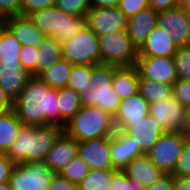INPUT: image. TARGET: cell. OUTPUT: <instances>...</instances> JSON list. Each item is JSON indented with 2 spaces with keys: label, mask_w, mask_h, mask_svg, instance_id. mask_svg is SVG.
Segmentation results:
<instances>
[{
  "label": "cell",
  "mask_w": 190,
  "mask_h": 190,
  "mask_svg": "<svg viewBox=\"0 0 190 190\" xmlns=\"http://www.w3.org/2000/svg\"><path fill=\"white\" fill-rule=\"evenodd\" d=\"M174 190H190V176L174 177Z\"/></svg>",
  "instance_id": "obj_47"
},
{
  "label": "cell",
  "mask_w": 190,
  "mask_h": 190,
  "mask_svg": "<svg viewBox=\"0 0 190 190\" xmlns=\"http://www.w3.org/2000/svg\"><path fill=\"white\" fill-rule=\"evenodd\" d=\"M58 89L50 88L39 77L31 76L13 102V110L23 125L60 126Z\"/></svg>",
  "instance_id": "obj_1"
},
{
  "label": "cell",
  "mask_w": 190,
  "mask_h": 190,
  "mask_svg": "<svg viewBox=\"0 0 190 190\" xmlns=\"http://www.w3.org/2000/svg\"><path fill=\"white\" fill-rule=\"evenodd\" d=\"M89 171V166L77 155L58 173L70 182L79 184Z\"/></svg>",
  "instance_id": "obj_33"
},
{
  "label": "cell",
  "mask_w": 190,
  "mask_h": 190,
  "mask_svg": "<svg viewBox=\"0 0 190 190\" xmlns=\"http://www.w3.org/2000/svg\"><path fill=\"white\" fill-rule=\"evenodd\" d=\"M118 66L108 64L93 65L89 93H79L82 106H97L112 117L118 111L120 98L112 86V78Z\"/></svg>",
  "instance_id": "obj_4"
},
{
  "label": "cell",
  "mask_w": 190,
  "mask_h": 190,
  "mask_svg": "<svg viewBox=\"0 0 190 190\" xmlns=\"http://www.w3.org/2000/svg\"><path fill=\"white\" fill-rule=\"evenodd\" d=\"M48 190H80L78 184L70 182L65 177L56 173Z\"/></svg>",
  "instance_id": "obj_44"
},
{
  "label": "cell",
  "mask_w": 190,
  "mask_h": 190,
  "mask_svg": "<svg viewBox=\"0 0 190 190\" xmlns=\"http://www.w3.org/2000/svg\"><path fill=\"white\" fill-rule=\"evenodd\" d=\"M111 160L115 170H123L133 159L145 153L125 131L116 130L110 136Z\"/></svg>",
  "instance_id": "obj_16"
},
{
  "label": "cell",
  "mask_w": 190,
  "mask_h": 190,
  "mask_svg": "<svg viewBox=\"0 0 190 190\" xmlns=\"http://www.w3.org/2000/svg\"><path fill=\"white\" fill-rule=\"evenodd\" d=\"M92 73L93 65H73L66 87L77 93H89L92 89Z\"/></svg>",
  "instance_id": "obj_30"
},
{
  "label": "cell",
  "mask_w": 190,
  "mask_h": 190,
  "mask_svg": "<svg viewBox=\"0 0 190 190\" xmlns=\"http://www.w3.org/2000/svg\"><path fill=\"white\" fill-rule=\"evenodd\" d=\"M78 156L90 170H115L111 160L110 136L78 142Z\"/></svg>",
  "instance_id": "obj_14"
},
{
  "label": "cell",
  "mask_w": 190,
  "mask_h": 190,
  "mask_svg": "<svg viewBox=\"0 0 190 190\" xmlns=\"http://www.w3.org/2000/svg\"><path fill=\"white\" fill-rule=\"evenodd\" d=\"M145 190H174V176L165 174Z\"/></svg>",
  "instance_id": "obj_45"
},
{
  "label": "cell",
  "mask_w": 190,
  "mask_h": 190,
  "mask_svg": "<svg viewBox=\"0 0 190 190\" xmlns=\"http://www.w3.org/2000/svg\"><path fill=\"white\" fill-rule=\"evenodd\" d=\"M13 109V102L6 95L5 91L0 86V111Z\"/></svg>",
  "instance_id": "obj_48"
},
{
  "label": "cell",
  "mask_w": 190,
  "mask_h": 190,
  "mask_svg": "<svg viewBox=\"0 0 190 190\" xmlns=\"http://www.w3.org/2000/svg\"><path fill=\"white\" fill-rule=\"evenodd\" d=\"M0 16L3 19L21 16V0H0Z\"/></svg>",
  "instance_id": "obj_42"
},
{
  "label": "cell",
  "mask_w": 190,
  "mask_h": 190,
  "mask_svg": "<svg viewBox=\"0 0 190 190\" xmlns=\"http://www.w3.org/2000/svg\"><path fill=\"white\" fill-rule=\"evenodd\" d=\"M114 170H90L78 184L80 190H108Z\"/></svg>",
  "instance_id": "obj_32"
},
{
  "label": "cell",
  "mask_w": 190,
  "mask_h": 190,
  "mask_svg": "<svg viewBox=\"0 0 190 190\" xmlns=\"http://www.w3.org/2000/svg\"><path fill=\"white\" fill-rule=\"evenodd\" d=\"M149 115L166 132L186 135V107L173 97L149 104Z\"/></svg>",
  "instance_id": "obj_10"
},
{
  "label": "cell",
  "mask_w": 190,
  "mask_h": 190,
  "mask_svg": "<svg viewBox=\"0 0 190 190\" xmlns=\"http://www.w3.org/2000/svg\"><path fill=\"white\" fill-rule=\"evenodd\" d=\"M127 177L141 187L147 188L165 173L157 168L144 154L133 159L123 170Z\"/></svg>",
  "instance_id": "obj_21"
},
{
  "label": "cell",
  "mask_w": 190,
  "mask_h": 190,
  "mask_svg": "<svg viewBox=\"0 0 190 190\" xmlns=\"http://www.w3.org/2000/svg\"><path fill=\"white\" fill-rule=\"evenodd\" d=\"M139 74L135 66L119 67L113 75L112 86L120 100L139 93Z\"/></svg>",
  "instance_id": "obj_24"
},
{
  "label": "cell",
  "mask_w": 190,
  "mask_h": 190,
  "mask_svg": "<svg viewBox=\"0 0 190 190\" xmlns=\"http://www.w3.org/2000/svg\"><path fill=\"white\" fill-rule=\"evenodd\" d=\"M0 190H13V188L11 187V184L8 182L0 184Z\"/></svg>",
  "instance_id": "obj_52"
},
{
  "label": "cell",
  "mask_w": 190,
  "mask_h": 190,
  "mask_svg": "<svg viewBox=\"0 0 190 190\" xmlns=\"http://www.w3.org/2000/svg\"><path fill=\"white\" fill-rule=\"evenodd\" d=\"M177 49L169 32L156 25L139 48V56L173 57Z\"/></svg>",
  "instance_id": "obj_18"
},
{
  "label": "cell",
  "mask_w": 190,
  "mask_h": 190,
  "mask_svg": "<svg viewBox=\"0 0 190 190\" xmlns=\"http://www.w3.org/2000/svg\"><path fill=\"white\" fill-rule=\"evenodd\" d=\"M150 7L155 11H164L180 6L181 0H149Z\"/></svg>",
  "instance_id": "obj_46"
},
{
  "label": "cell",
  "mask_w": 190,
  "mask_h": 190,
  "mask_svg": "<svg viewBox=\"0 0 190 190\" xmlns=\"http://www.w3.org/2000/svg\"><path fill=\"white\" fill-rule=\"evenodd\" d=\"M108 190H145V188L130 180L122 170H114Z\"/></svg>",
  "instance_id": "obj_37"
},
{
  "label": "cell",
  "mask_w": 190,
  "mask_h": 190,
  "mask_svg": "<svg viewBox=\"0 0 190 190\" xmlns=\"http://www.w3.org/2000/svg\"><path fill=\"white\" fill-rule=\"evenodd\" d=\"M187 135L165 132L146 154L165 174H172L182 153Z\"/></svg>",
  "instance_id": "obj_9"
},
{
  "label": "cell",
  "mask_w": 190,
  "mask_h": 190,
  "mask_svg": "<svg viewBox=\"0 0 190 190\" xmlns=\"http://www.w3.org/2000/svg\"><path fill=\"white\" fill-rule=\"evenodd\" d=\"M128 18L118 7H90L85 15V25L97 36L125 32Z\"/></svg>",
  "instance_id": "obj_11"
},
{
  "label": "cell",
  "mask_w": 190,
  "mask_h": 190,
  "mask_svg": "<svg viewBox=\"0 0 190 190\" xmlns=\"http://www.w3.org/2000/svg\"><path fill=\"white\" fill-rule=\"evenodd\" d=\"M37 52V47L22 45L19 53V62L22 68L30 74V76L34 77H37Z\"/></svg>",
  "instance_id": "obj_34"
},
{
  "label": "cell",
  "mask_w": 190,
  "mask_h": 190,
  "mask_svg": "<svg viewBox=\"0 0 190 190\" xmlns=\"http://www.w3.org/2000/svg\"><path fill=\"white\" fill-rule=\"evenodd\" d=\"M22 123L13 109L0 111V153H7Z\"/></svg>",
  "instance_id": "obj_25"
},
{
  "label": "cell",
  "mask_w": 190,
  "mask_h": 190,
  "mask_svg": "<svg viewBox=\"0 0 190 190\" xmlns=\"http://www.w3.org/2000/svg\"><path fill=\"white\" fill-rule=\"evenodd\" d=\"M55 174L44 162L16 164L9 183L15 190H48Z\"/></svg>",
  "instance_id": "obj_8"
},
{
  "label": "cell",
  "mask_w": 190,
  "mask_h": 190,
  "mask_svg": "<svg viewBox=\"0 0 190 190\" xmlns=\"http://www.w3.org/2000/svg\"><path fill=\"white\" fill-rule=\"evenodd\" d=\"M58 103L60 111V127L73 118L82 108L80 95L76 91L65 87L58 90Z\"/></svg>",
  "instance_id": "obj_28"
},
{
  "label": "cell",
  "mask_w": 190,
  "mask_h": 190,
  "mask_svg": "<svg viewBox=\"0 0 190 190\" xmlns=\"http://www.w3.org/2000/svg\"><path fill=\"white\" fill-rule=\"evenodd\" d=\"M157 25L169 32L178 47H190V16L181 6L159 11Z\"/></svg>",
  "instance_id": "obj_12"
},
{
  "label": "cell",
  "mask_w": 190,
  "mask_h": 190,
  "mask_svg": "<svg viewBox=\"0 0 190 190\" xmlns=\"http://www.w3.org/2000/svg\"><path fill=\"white\" fill-rule=\"evenodd\" d=\"M180 6L190 16V0H181Z\"/></svg>",
  "instance_id": "obj_51"
},
{
  "label": "cell",
  "mask_w": 190,
  "mask_h": 190,
  "mask_svg": "<svg viewBox=\"0 0 190 190\" xmlns=\"http://www.w3.org/2000/svg\"><path fill=\"white\" fill-rule=\"evenodd\" d=\"M100 64L118 67H133L139 57V48L125 32L107 33L98 36Z\"/></svg>",
  "instance_id": "obj_6"
},
{
  "label": "cell",
  "mask_w": 190,
  "mask_h": 190,
  "mask_svg": "<svg viewBox=\"0 0 190 190\" xmlns=\"http://www.w3.org/2000/svg\"><path fill=\"white\" fill-rule=\"evenodd\" d=\"M3 25L20 42L21 45L37 47L47 35L42 33L26 16L4 19Z\"/></svg>",
  "instance_id": "obj_23"
},
{
  "label": "cell",
  "mask_w": 190,
  "mask_h": 190,
  "mask_svg": "<svg viewBox=\"0 0 190 190\" xmlns=\"http://www.w3.org/2000/svg\"><path fill=\"white\" fill-rule=\"evenodd\" d=\"M117 7L127 18H130L150 7V3L149 0H119Z\"/></svg>",
  "instance_id": "obj_40"
},
{
  "label": "cell",
  "mask_w": 190,
  "mask_h": 190,
  "mask_svg": "<svg viewBox=\"0 0 190 190\" xmlns=\"http://www.w3.org/2000/svg\"><path fill=\"white\" fill-rule=\"evenodd\" d=\"M37 77L62 58L61 43L54 37L47 36L37 46Z\"/></svg>",
  "instance_id": "obj_26"
},
{
  "label": "cell",
  "mask_w": 190,
  "mask_h": 190,
  "mask_svg": "<svg viewBox=\"0 0 190 190\" xmlns=\"http://www.w3.org/2000/svg\"><path fill=\"white\" fill-rule=\"evenodd\" d=\"M62 58L73 65L100 64L98 36L84 25L74 36L61 44Z\"/></svg>",
  "instance_id": "obj_7"
},
{
  "label": "cell",
  "mask_w": 190,
  "mask_h": 190,
  "mask_svg": "<svg viewBox=\"0 0 190 190\" xmlns=\"http://www.w3.org/2000/svg\"><path fill=\"white\" fill-rule=\"evenodd\" d=\"M30 77L20 62H0V86L12 102L20 95Z\"/></svg>",
  "instance_id": "obj_17"
},
{
  "label": "cell",
  "mask_w": 190,
  "mask_h": 190,
  "mask_svg": "<svg viewBox=\"0 0 190 190\" xmlns=\"http://www.w3.org/2000/svg\"><path fill=\"white\" fill-rule=\"evenodd\" d=\"M115 131L113 117L97 106H82L63 128V132L77 142L109 137Z\"/></svg>",
  "instance_id": "obj_3"
},
{
  "label": "cell",
  "mask_w": 190,
  "mask_h": 190,
  "mask_svg": "<svg viewBox=\"0 0 190 190\" xmlns=\"http://www.w3.org/2000/svg\"><path fill=\"white\" fill-rule=\"evenodd\" d=\"M157 15L158 11L148 7L128 18L126 33L138 48L142 46L148 34L157 25Z\"/></svg>",
  "instance_id": "obj_22"
},
{
  "label": "cell",
  "mask_w": 190,
  "mask_h": 190,
  "mask_svg": "<svg viewBox=\"0 0 190 190\" xmlns=\"http://www.w3.org/2000/svg\"><path fill=\"white\" fill-rule=\"evenodd\" d=\"M55 6L75 16H85L91 7L90 0H55Z\"/></svg>",
  "instance_id": "obj_36"
},
{
  "label": "cell",
  "mask_w": 190,
  "mask_h": 190,
  "mask_svg": "<svg viewBox=\"0 0 190 190\" xmlns=\"http://www.w3.org/2000/svg\"><path fill=\"white\" fill-rule=\"evenodd\" d=\"M15 165L6 153H0V184L9 182Z\"/></svg>",
  "instance_id": "obj_43"
},
{
  "label": "cell",
  "mask_w": 190,
  "mask_h": 190,
  "mask_svg": "<svg viewBox=\"0 0 190 190\" xmlns=\"http://www.w3.org/2000/svg\"><path fill=\"white\" fill-rule=\"evenodd\" d=\"M21 46L11 32L0 25V62H19Z\"/></svg>",
  "instance_id": "obj_31"
},
{
  "label": "cell",
  "mask_w": 190,
  "mask_h": 190,
  "mask_svg": "<svg viewBox=\"0 0 190 190\" xmlns=\"http://www.w3.org/2000/svg\"><path fill=\"white\" fill-rule=\"evenodd\" d=\"M73 64L66 59H59L49 69L42 72L38 77L50 88H65L71 75Z\"/></svg>",
  "instance_id": "obj_27"
},
{
  "label": "cell",
  "mask_w": 190,
  "mask_h": 190,
  "mask_svg": "<svg viewBox=\"0 0 190 190\" xmlns=\"http://www.w3.org/2000/svg\"><path fill=\"white\" fill-rule=\"evenodd\" d=\"M4 19L0 16V25L3 24Z\"/></svg>",
  "instance_id": "obj_53"
},
{
  "label": "cell",
  "mask_w": 190,
  "mask_h": 190,
  "mask_svg": "<svg viewBox=\"0 0 190 190\" xmlns=\"http://www.w3.org/2000/svg\"><path fill=\"white\" fill-rule=\"evenodd\" d=\"M135 67L141 78L169 85L178 79L173 57L139 56Z\"/></svg>",
  "instance_id": "obj_13"
},
{
  "label": "cell",
  "mask_w": 190,
  "mask_h": 190,
  "mask_svg": "<svg viewBox=\"0 0 190 190\" xmlns=\"http://www.w3.org/2000/svg\"><path fill=\"white\" fill-rule=\"evenodd\" d=\"M173 60L177 78L190 80V47H178Z\"/></svg>",
  "instance_id": "obj_35"
},
{
  "label": "cell",
  "mask_w": 190,
  "mask_h": 190,
  "mask_svg": "<svg viewBox=\"0 0 190 190\" xmlns=\"http://www.w3.org/2000/svg\"><path fill=\"white\" fill-rule=\"evenodd\" d=\"M173 98L177 100L184 107L190 106V80L177 79L172 85Z\"/></svg>",
  "instance_id": "obj_39"
},
{
  "label": "cell",
  "mask_w": 190,
  "mask_h": 190,
  "mask_svg": "<svg viewBox=\"0 0 190 190\" xmlns=\"http://www.w3.org/2000/svg\"><path fill=\"white\" fill-rule=\"evenodd\" d=\"M115 128L116 130L125 131L145 154L155 145L159 137L166 132L150 115L144 117V120L132 122V126H115Z\"/></svg>",
  "instance_id": "obj_15"
},
{
  "label": "cell",
  "mask_w": 190,
  "mask_h": 190,
  "mask_svg": "<svg viewBox=\"0 0 190 190\" xmlns=\"http://www.w3.org/2000/svg\"><path fill=\"white\" fill-rule=\"evenodd\" d=\"M147 115H149V103L137 93L121 100L113 121L115 126H132V122L144 120Z\"/></svg>",
  "instance_id": "obj_20"
},
{
  "label": "cell",
  "mask_w": 190,
  "mask_h": 190,
  "mask_svg": "<svg viewBox=\"0 0 190 190\" xmlns=\"http://www.w3.org/2000/svg\"><path fill=\"white\" fill-rule=\"evenodd\" d=\"M139 93L149 103L169 99L173 96L172 85L159 83L150 79L141 78L138 80Z\"/></svg>",
  "instance_id": "obj_29"
},
{
  "label": "cell",
  "mask_w": 190,
  "mask_h": 190,
  "mask_svg": "<svg viewBox=\"0 0 190 190\" xmlns=\"http://www.w3.org/2000/svg\"><path fill=\"white\" fill-rule=\"evenodd\" d=\"M78 155V142L64 132L47 152L44 163L56 173Z\"/></svg>",
  "instance_id": "obj_19"
},
{
  "label": "cell",
  "mask_w": 190,
  "mask_h": 190,
  "mask_svg": "<svg viewBox=\"0 0 190 190\" xmlns=\"http://www.w3.org/2000/svg\"><path fill=\"white\" fill-rule=\"evenodd\" d=\"M119 0H90L91 7H117Z\"/></svg>",
  "instance_id": "obj_49"
},
{
  "label": "cell",
  "mask_w": 190,
  "mask_h": 190,
  "mask_svg": "<svg viewBox=\"0 0 190 190\" xmlns=\"http://www.w3.org/2000/svg\"><path fill=\"white\" fill-rule=\"evenodd\" d=\"M27 17L42 33L56 38L61 44L85 25V16L67 14L56 6L34 12Z\"/></svg>",
  "instance_id": "obj_5"
},
{
  "label": "cell",
  "mask_w": 190,
  "mask_h": 190,
  "mask_svg": "<svg viewBox=\"0 0 190 190\" xmlns=\"http://www.w3.org/2000/svg\"><path fill=\"white\" fill-rule=\"evenodd\" d=\"M63 128L58 125H21L14 143L6 155L15 164L44 162L47 152L54 145Z\"/></svg>",
  "instance_id": "obj_2"
},
{
  "label": "cell",
  "mask_w": 190,
  "mask_h": 190,
  "mask_svg": "<svg viewBox=\"0 0 190 190\" xmlns=\"http://www.w3.org/2000/svg\"><path fill=\"white\" fill-rule=\"evenodd\" d=\"M174 177L190 176V136L186 137L182 153L172 173Z\"/></svg>",
  "instance_id": "obj_38"
},
{
  "label": "cell",
  "mask_w": 190,
  "mask_h": 190,
  "mask_svg": "<svg viewBox=\"0 0 190 190\" xmlns=\"http://www.w3.org/2000/svg\"><path fill=\"white\" fill-rule=\"evenodd\" d=\"M55 6V0H21V16Z\"/></svg>",
  "instance_id": "obj_41"
},
{
  "label": "cell",
  "mask_w": 190,
  "mask_h": 190,
  "mask_svg": "<svg viewBox=\"0 0 190 190\" xmlns=\"http://www.w3.org/2000/svg\"><path fill=\"white\" fill-rule=\"evenodd\" d=\"M186 135L190 136V106L186 108Z\"/></svg>",
  "instance_id": "obj_50"
}]
</instances>
